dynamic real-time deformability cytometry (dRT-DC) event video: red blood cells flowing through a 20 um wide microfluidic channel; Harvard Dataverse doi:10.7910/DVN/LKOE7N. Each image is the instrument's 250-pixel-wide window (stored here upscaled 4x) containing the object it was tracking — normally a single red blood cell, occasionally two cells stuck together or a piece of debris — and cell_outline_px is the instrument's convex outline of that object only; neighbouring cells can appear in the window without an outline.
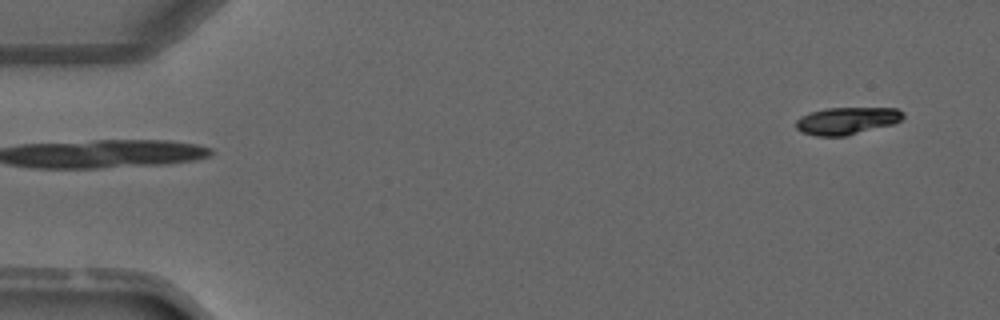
{"species": "common noctule bat (a hibernating species)", "species_latin": "Nyctalus noctula", "temperature_condition": "warm", "stored_images_in_passage": 5, "camera_frame_rate_fps": 3000, "um_per_image_px": 0.085, "animal": {"sex": "male", "forearm_length_mm": 52.5}, "frame": {"image": 1, "passage_image": 5, "time_ms": 4.667, "image_size_px": [1000, 320], "cell_outline_px": [[904, 116], [900, 120], [892, 124], [844, 136], [816, 136], [800, 132], [796, 128], [796, 120], [800, 116], [812, 112], [828, 108], [896, 108], [904, 112]], "centroid_in_image_um": [71.95, 10.26], "position_along_channel_um": 13.0, "area_um2": 16.88}}